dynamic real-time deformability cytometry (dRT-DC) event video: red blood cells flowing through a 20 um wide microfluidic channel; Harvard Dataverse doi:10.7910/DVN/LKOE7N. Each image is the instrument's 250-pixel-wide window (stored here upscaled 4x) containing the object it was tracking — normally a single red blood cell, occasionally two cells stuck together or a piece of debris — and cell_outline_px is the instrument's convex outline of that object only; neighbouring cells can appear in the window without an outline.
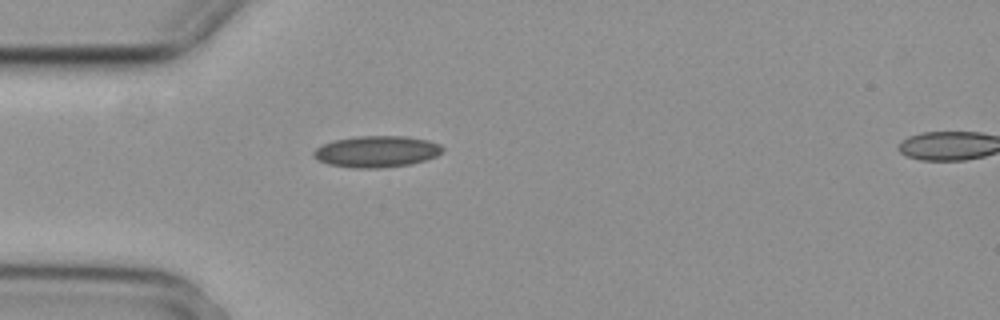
{"species": "common noctule bat (a hibernating species)", "species_latin": "Nyctalus noctula", "temperature_condition": "cold", "stored_images_in_passage": 5, "segment_of_instrument_passage": [1, 2], "camera_frame_rate_fps": 3000, "um_per_image_px": 0.085, "animal": {"sex": "female", "body_mass_g": 29.2, "forearm_length_mm": 56.3}, "frame": {"image": 1, "passage_image": 4, "time_ms": 1.0, "image_size_px": [1000, 320], "cell_outline_px": [[444, 152], [436, 156], [424, 160], [408, 164], [380, 168], [356, 168], [328, 164], [316, 160], [312, 156], [312, 152], [316, 148], [332, 140], [356, 136], [404, 136], [428, 140], [440, 144], [444, 148]], "centroid_in_image_um": [31.99, 12.87], "position_along_channel_um": 53.0, "area_um2": 23.7}}